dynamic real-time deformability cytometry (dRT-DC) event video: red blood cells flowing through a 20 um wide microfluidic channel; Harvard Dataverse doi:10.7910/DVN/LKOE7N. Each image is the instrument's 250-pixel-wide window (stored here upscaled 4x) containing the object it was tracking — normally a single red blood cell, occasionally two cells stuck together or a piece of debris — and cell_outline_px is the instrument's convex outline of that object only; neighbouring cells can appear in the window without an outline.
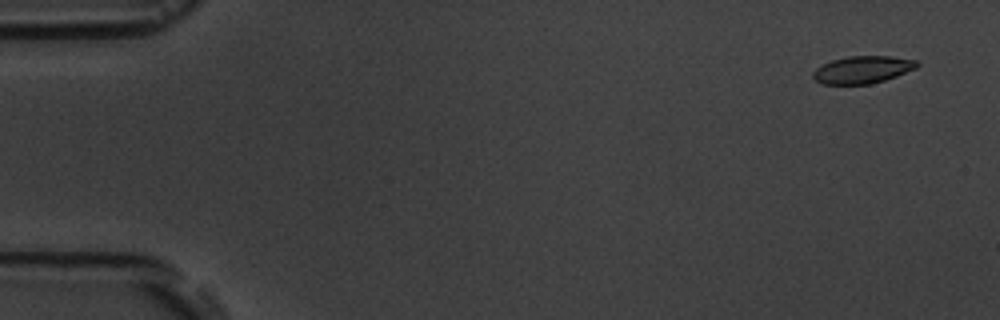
{"species": "common noctule bat (a hibernating species)", "species_latin": "Nyctalus noctula", "temperature_condition": "room temperature", "stored_images_in_passage": 5, "camera_frame_rate_fps": 3000, "um_per_image_px": 0.085, "animal": {"sex": "male", "body_mass_g": 19.5, "forearm_length_mm": 54.6}, "frame": {"image": 1, "passage_image": 1, "time_ms": 0.0, "image_size_px": [1000, 320], "cell_outline_px": [[920, 64], [916, 68], [896, 76], [872, 84], [824, 84], [816, 80], [812, 76], [812, 72], [816, 68], [832, 60], [848, 56], [892, 56], [916, 60]], "centroid_in_image_um": [73.33, 5.92], "position_along_channel_um": 11.7, "area_um2": 16.53}}
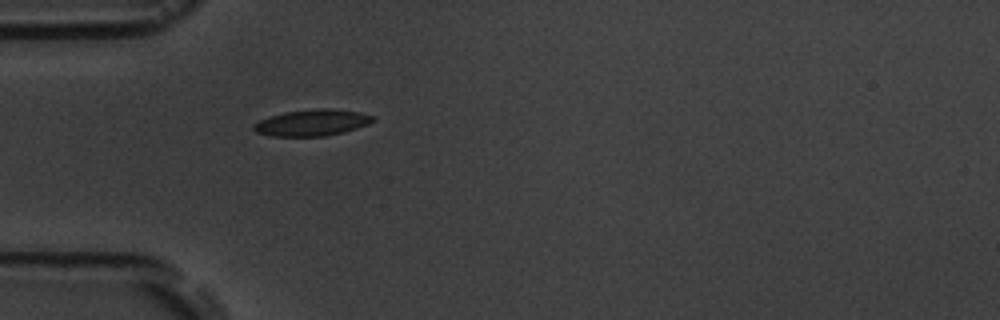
{"frame": {"image": 2, "passage_image": 5, "time_ms": 4.667, "image_size_px": [1000, 320], "cell_outline_px": [[376, 120], [368, 124], [344, 132], [324, 136], [272, 136], [256, 132], [252, 128], [252, 124], [260, 120], [284, 112], [316, 108], [332, 108], [360, 112], [376, 116]], "centroid_in_image_um": [26.56, 10.42], "position_along_channel_um": 58.4, "area_um2": 18.44}}